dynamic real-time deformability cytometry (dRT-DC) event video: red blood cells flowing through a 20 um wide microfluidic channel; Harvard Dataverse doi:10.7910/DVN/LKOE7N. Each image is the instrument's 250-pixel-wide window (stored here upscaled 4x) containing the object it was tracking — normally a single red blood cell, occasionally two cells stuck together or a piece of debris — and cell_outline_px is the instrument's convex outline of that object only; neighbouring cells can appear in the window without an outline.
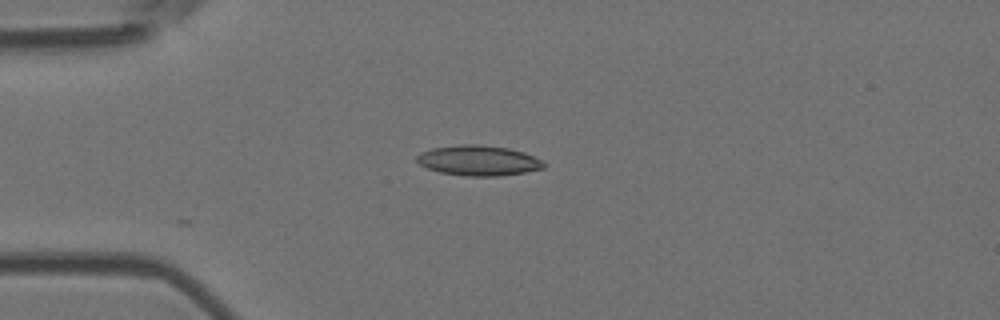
{"species": "Egyptian fruit bat (a non-hibernating species)", "species_latin": "Rousettus aegyptiacus", "temperature_condition": "room temperature", "stored_images_in_passage": 13, "camera_frame_rate_fps": 3000, "um_per_image_px": 0.085, "animal": {"sex": "female"}, "frame": {"image": 1, "passage_image": 1, "time_ms": 0.0, "image_size_px": [1000, 320], "cell_outline_px": [[548, 164], [544, 168], [524, 172], [500, 176], [468, 176], [440, 172], [428, 168], [420, 164], [416, 160], [416, 156], [420, 152], [432, 148], [460, 144], [480, 144], [508, 148], [524, 152]], "centroid_in_image_um": [40.67, 13.64], "position_along_channel_um": 44.3, "area_um2": 22.37}}
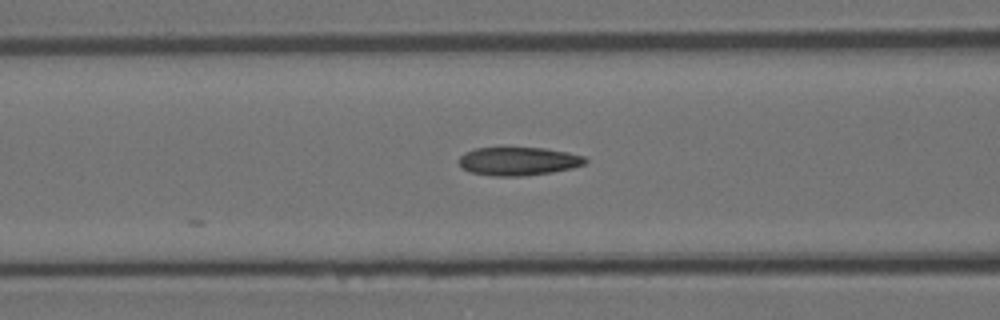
{"frame": {"image": 2, "passage_image": 9, "time_ms": 2.667, "image_size_px": [1000, 320], "cell_outline_px": [[588, 160], [584, 164], [572, 168], [552, 172], [524, 176], [492, 176], [468, 172], [460, 164], [460, 156], [464, 152], [476, 148], [544, 148], [568, 152], [584, 156]], "centroid_in_image_um": [44.07, 13.71], "position_along_channel_um": 122.5, "area_um2": 20.87}}
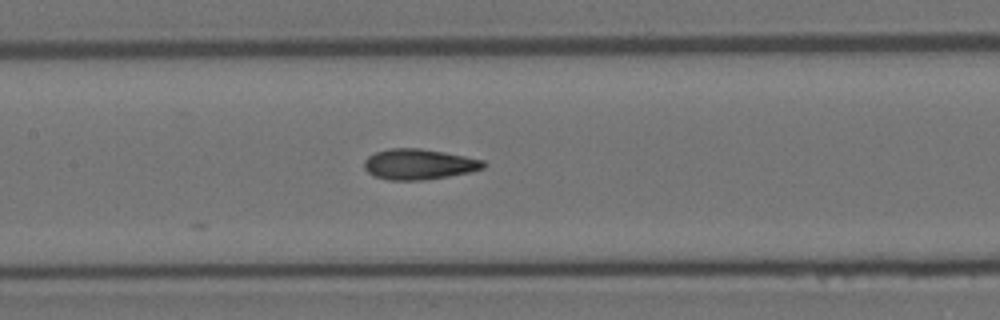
{"frame": {"image": 3, "passage_image": 13, "time_ms": 4.0, "image_size_px": [1000, 320], "cell_outline_px": [[488, 164], [484, 168], [468, 172], [448, 176], [424, 180], [388, 180], [376, 176], [368, 172], [364, 168], [364, 160], [368, 156], [376, 152], [388, 148], [420, 148], [444, 152], [484, 160]], "centroid_in_image_um": [35.6, 13.95], "position_along_channel_um": 171.8, "area_um2": 21.21}}